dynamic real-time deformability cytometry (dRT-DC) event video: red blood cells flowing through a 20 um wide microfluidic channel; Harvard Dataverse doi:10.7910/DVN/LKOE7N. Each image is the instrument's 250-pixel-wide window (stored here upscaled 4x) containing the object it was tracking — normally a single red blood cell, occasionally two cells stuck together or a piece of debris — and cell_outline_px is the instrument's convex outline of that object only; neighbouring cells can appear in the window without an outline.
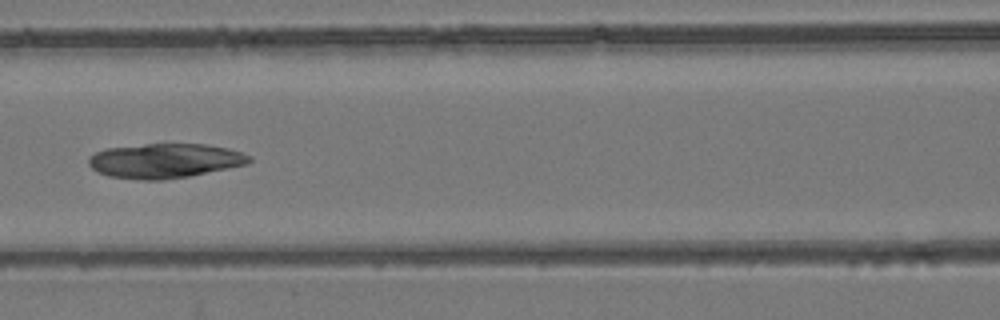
{"species": "common noctule bat (a hibernating species)", "species_latin": "Nyctalus noctula", "temperature_condition": "room temperature", "stored_images_in_passage": 6, "camera_frame_rate_fps": 3000, "um_per_image_px": 0.085, "animal": {"sex": "female", "body_mass_g": 24.6, "forearm_length_mm": 56.2}, "frame": {"image": 1, "passage_image": 6, "time_ms": 1.667, "image_size_px": [1000, 320], "cell_outline_px": [[252, 160], [248, 164], [188, 176], [160, 180], [140, 180], [108, 176], [96, 172], [88, 164], [88, 156], [96, 152], [108, 148], [144, 144], [204, 144], [228, 148], [252, 156]], "centroid_in_image_um": [13.99, 13.66], "position_along_channel_um": 152.6, "area_um2": 32.37}}